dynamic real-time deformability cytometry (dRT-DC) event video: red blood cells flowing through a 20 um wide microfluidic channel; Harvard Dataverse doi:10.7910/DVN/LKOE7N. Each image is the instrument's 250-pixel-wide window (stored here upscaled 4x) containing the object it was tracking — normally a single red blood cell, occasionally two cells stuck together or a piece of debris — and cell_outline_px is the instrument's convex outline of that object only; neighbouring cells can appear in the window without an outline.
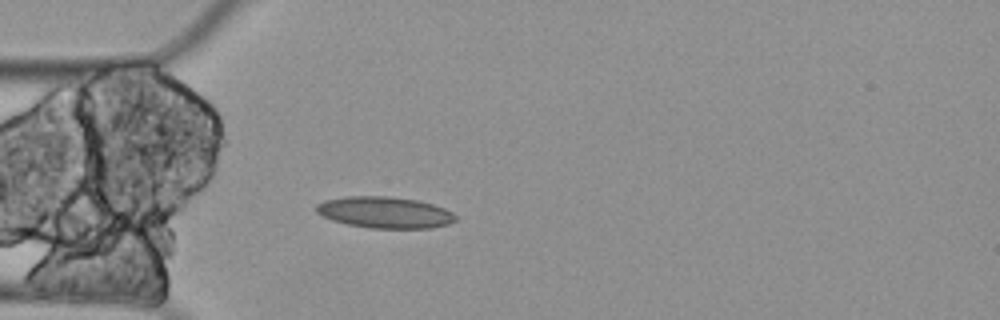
{"species": "Egyptian fruit bat (a non-hibernating species)", "species_latin": "Rousettus aegyptiacus", "temperature_condition": "cold", "stored_images_in_passage": 3, "camera_frame_rate_fps": 3000, "um_per_image_px": 0.085, "animal": {"sex": "female"}, "frame": {"image": 1, "passage_image": 3, "time_ms": 0.667, "image_size_px": [1000, 320], "cell_outline_px": [[456, 220], [448, 224], [432, 228], [372, 228], [348, 224], [332, 220], [320, 216], [316, 212], [316, 204], [324, 200], [344, 196], [388, 196], [416, 200], [432, 204], [444, 208], [452, 212], [456, 216]], "centroid_in_image_um": [32.67, 18.05], "position_along_channel_um": 52.3, "area_um2": 25.55}}